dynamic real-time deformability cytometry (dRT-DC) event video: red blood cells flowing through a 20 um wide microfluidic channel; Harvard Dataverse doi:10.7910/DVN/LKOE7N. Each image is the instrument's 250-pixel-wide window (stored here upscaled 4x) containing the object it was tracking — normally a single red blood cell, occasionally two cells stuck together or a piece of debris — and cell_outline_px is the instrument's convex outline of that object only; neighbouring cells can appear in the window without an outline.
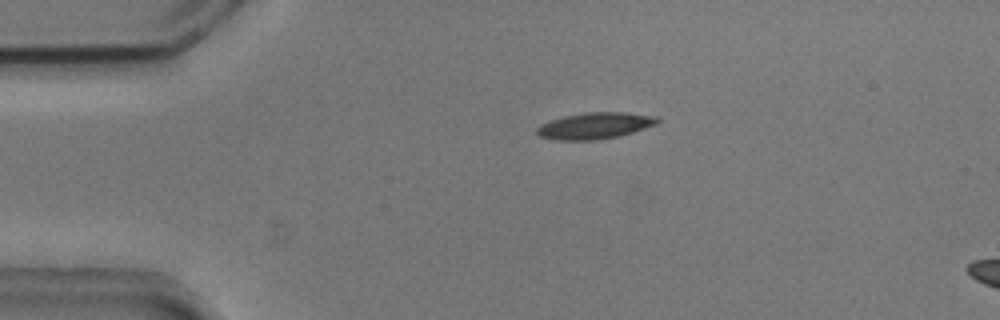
{"species": "common noctule bat (a hibernating species)", "species_latin": "Nyctalus noctula", "temperature_condition": "cold", "stored_images_in_passage": 54, "camera_frame_rate_fps": 3000, "um_per_image_px": 0.085, "animal": {"sex": "male", "body_mass_g": 20.5, "forearm_length_mm": 52.5}, "frame": {"image": 1, "passage_image": 11, "time_ms": 3.333, "image_size_px": [1000, 320], "cell_outline_px": [[660, 120], [656, 124], [620, 136], [596, 140], [556, 140], [540, 136], [536, 132], [536, 128], [540, 124], [548, 120], [564, 116], [584, 112], [624, 112], [656, 116]], "centroid_in_image_um": [50.53, 10.68], "position_along_channel_um": 34.5, "area_um2": 18.61}}
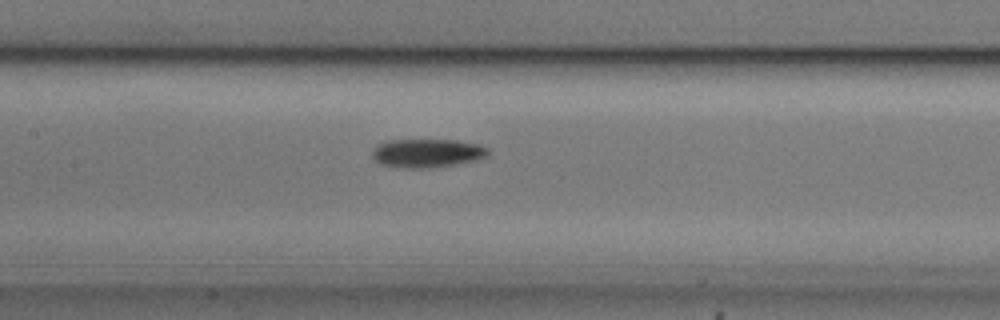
{"frame": {"image": 2, "passage_image": 25, "time_ms": 8.0, "image_size_px": [1000, 320], "cell_outline_px": [[488, 156], [476, 160], [456, 164], [432, 168], [404, 168], [380, 164], [372, 156], [372, 148], [376, 144], [388, 140], [456, 140], [480, 144], [488, 148]], "centroid_in_image_um": [36.29, 13.01], "position_along_channel_um": 171.1, "area_um2": 19.54}}
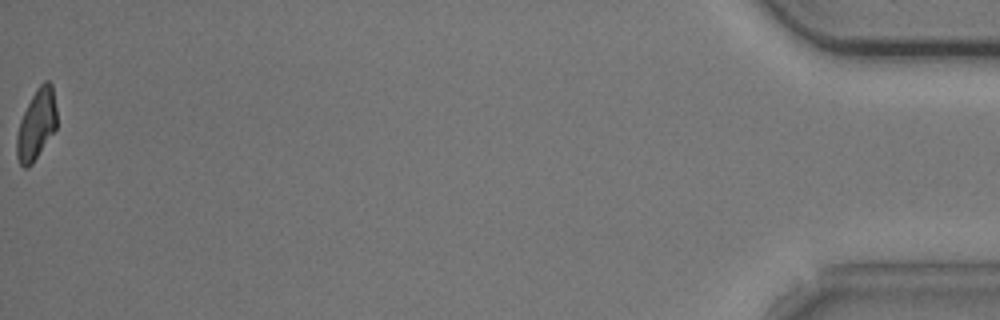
{"frame": {"image": 3, "passage_image": 54, "time_ms": 17.667, "image_size_px": [1000, 320], "cell_outline_px": [[56, 128], [32, 164], [28, 168], [24, 168], [20, 164], [16, 156], [16, 136], [20, 120], [36, 88], [44, 80], [48, 80], [52, 84], [56, 108]], "centroid_in_image_um": [3.08, 10.58], "position_along_channel_um": 432.1, "area_um2": 16.36}, "authors_computed_cell_mechanics": {"area_um2": 18.1492, "velocity_mm_per_s": 3.7402, "shape_relaxation_time_tau1_ms": 4.3431, "shape_relaxation_time_tau2_ms": null, "deformation_change_tau1": 0.1031, "deformation_change_tau2": null}}